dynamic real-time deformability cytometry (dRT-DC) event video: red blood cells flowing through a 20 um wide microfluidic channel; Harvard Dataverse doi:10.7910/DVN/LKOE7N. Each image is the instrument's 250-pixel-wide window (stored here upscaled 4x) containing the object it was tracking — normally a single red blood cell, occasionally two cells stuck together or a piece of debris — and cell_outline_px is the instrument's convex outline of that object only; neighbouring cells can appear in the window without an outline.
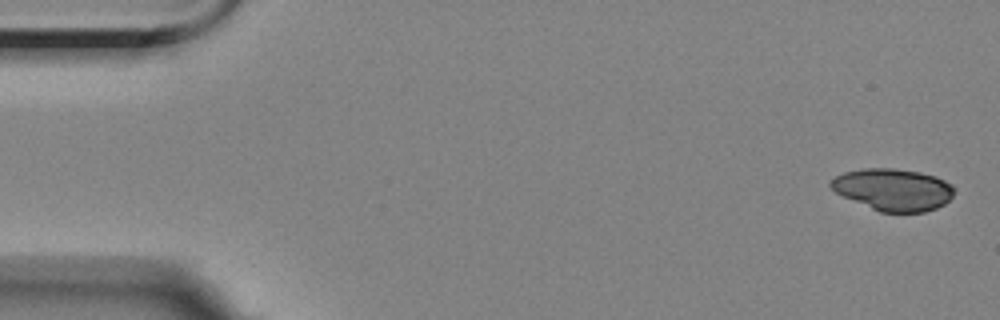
{"species": "Egyptian fruit bat (a non-hibernating species)", "species_latin": "Rousettus aegyptiacus", "temperature_condition": "room temperature", "stored_images_in_passage": 5, "camera_frame_rate_fps": 3000, "um_per_image_px": 0.085, "animal": {"sex": "female"}, "frame": {"image": 1, "passage_image": 1, "time_ms": 0.0, "image_size_px": [1000, 320], "cell_outline_px": [[956, 188], [952, 196], [944, 204], [936, 208], [924, 212], [880, 212], [844, 196], [836, 192], [828, 184], [836, 176], [844, 172], [860, 168], [896, 168], [920, 172], [936, 176], [952, 184]], "centroid_in_image_um": [75.95, 16.1], "position_along_channel_um": 9.1, "area_um2": 30.17}}
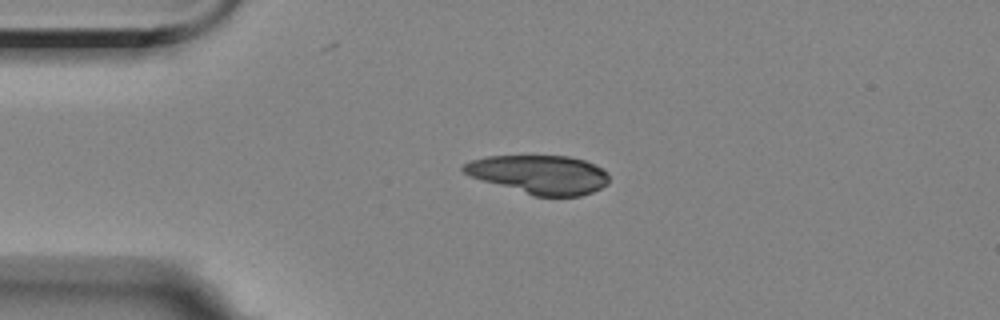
{"frame": {"image": 2, "passage_image": 4, "time_ms": 3.667, "image_size_px": [1000, 320], "cell_outline_px": [[608, 184], [592, 192], [580, 196], [532, 196], [468, 176], [460, 168], [464, 164], [472, 160], [488, 156], [568, 156], [584, 160], [608, 172]], "centroid_in_image_um": [45.82, 14.84], "position_along_channel_um": 39.2, "area_um2": 32.83}}